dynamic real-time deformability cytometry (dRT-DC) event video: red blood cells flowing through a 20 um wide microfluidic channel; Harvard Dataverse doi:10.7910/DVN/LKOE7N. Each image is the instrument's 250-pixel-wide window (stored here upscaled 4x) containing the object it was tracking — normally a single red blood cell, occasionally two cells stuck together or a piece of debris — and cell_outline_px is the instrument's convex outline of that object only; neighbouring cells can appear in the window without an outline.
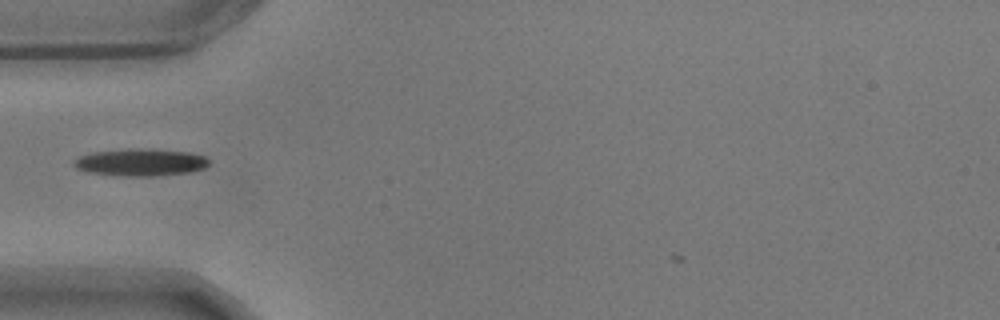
{"species": "common noctule bat (a hibernating species)", "species_latin": "Nyctalus noctula", "temperature_condition": "warm", "stored_images_in_passage": 35, "camera_frame_rate_fps": 3000, "um_per_image_px": 0.085, "animal": {"sex": "male", "body_mass_g": 17.9}, "frame": {"image": 1, "passage_image": 1, "time_ms": 0.0, "image_size_px": [1000, 320], "cell_outline_px": [[208, 164], [204, 168], [192, 172], [152, 176], [124, 176], [88, 172], [76, 168], [72, 164], [72, 160], [80, 156], [92, 152], [124, 148], [148, 148], [188, 152], [204, 156], [208, 160]], "centroid_in_image_um": [11.91, 13.78], "position_along_channel_um": 73.1, "area_um2": 21.68}}
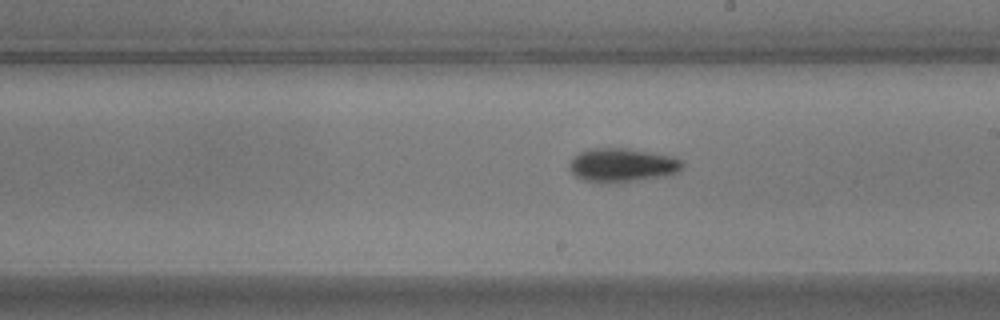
{"frame": {"image": 2, "passage_image": 15, "time_ms": 4.667, "image_size_px": [1000, 320], "cell_outline_px": [[684, 164], [676, 172], [664, 176], [616, 184], [600, 184], [584, 180], [576, 176], [568, 168], [568, 164], [580, 152], [588, 148], [628, 148], [672, 156], [680, 160]], "centroid_in_image_um": [52.84, 14.05], "position_along_channel_um": 236.2, "area_um2": 22.48}}
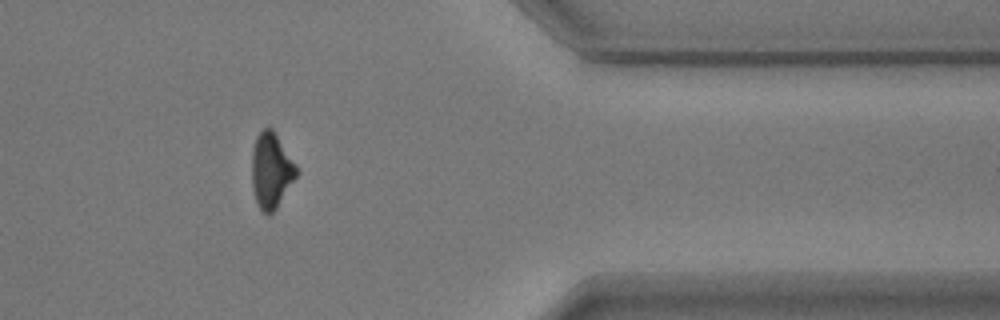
{"frame": {"image": 3, "passage_image": 30, "time_ms": 9.667, "image_size_px": [1000, 320], "cell_outline_px": [[296, 176], [276, 208], [268, 216], [260, 208], [256, 200], [252, 188], [252, 148], [256, 136], [268, 124], [272, 128], [296, 164]], "centroid_in_image_um": [23.02, 14.45], "position_along_channel_um": 388.4, "area_um2": 19.42}}